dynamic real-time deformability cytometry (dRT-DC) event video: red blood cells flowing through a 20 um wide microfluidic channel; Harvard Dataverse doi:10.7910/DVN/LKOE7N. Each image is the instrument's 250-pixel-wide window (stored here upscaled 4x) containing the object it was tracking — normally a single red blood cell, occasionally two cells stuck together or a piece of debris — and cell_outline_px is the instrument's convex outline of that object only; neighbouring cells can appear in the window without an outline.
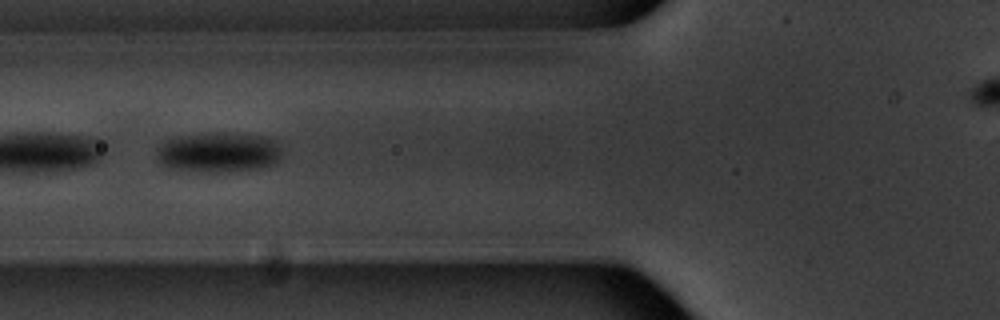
{"species": "common noctule bat (a hibernating species)", "species_latin": "Nyctalus noctula", "temperature_condition": "warm", "stored_images_in_passage": 9, "camera_frame_rate_fps": 3000, "um_per_image_px": 0.085, "animal": {"sex": "male", "body_mass_g": 20.1, "forearm_length_mm": 53.5}, "frame": {"image": 1, "passage_image": 7, "time_ms": 7.0, "image_size_px": [1000, 320], "cell_outline_px": [[280, 160], [276, 164], [264, 168], [224, 172], [208, 172], [168, 168], [160, 164], [156, 160], [156, 148], [160, 144], [168, 140], [180, 136], [200, 132], [228, 132], [268, 136], [276, 140], [280, 144]], "centroid_in_image_um": [18.6, 12.93], "position_along_channel_um": 107.2, "area_um2": 30.23}}